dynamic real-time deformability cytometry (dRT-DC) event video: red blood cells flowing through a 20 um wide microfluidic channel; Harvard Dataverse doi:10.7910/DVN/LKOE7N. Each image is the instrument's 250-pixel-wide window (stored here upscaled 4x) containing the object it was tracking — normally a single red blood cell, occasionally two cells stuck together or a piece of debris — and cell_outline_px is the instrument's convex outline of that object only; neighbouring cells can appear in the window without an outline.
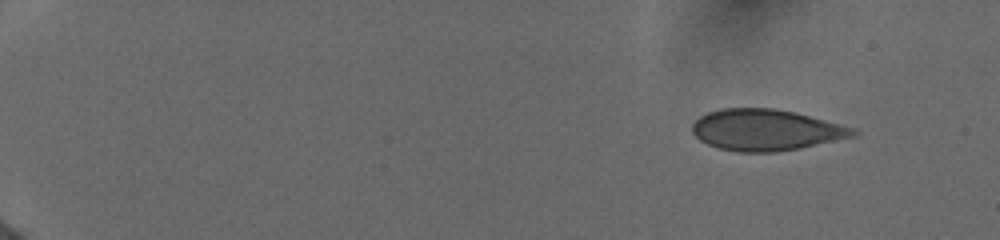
{"species": "human", "species_latin": "Homo sapiens", "temperature_condition": "cold", "stored_images_in_passage": 22, "camera_frame_rate_fps": 3000, "um_per_image_px": 0.085, "donor": {"sex": "female"}, "frame": {"image": 1, "passage_image": 1, "time_ms": 0.0, "image_size_px": [1000, 240], "cell_outline_px": [[860, 132], [856, 136], [800, 148], [772, 152], [740, 152], [716, 148], [700, 140], [692, 132], [692, 124], [700, 116], [708, 112], [720, 108], [772, 108], [796, 112], [856, 128]], "centroid_in_image_um": [65.12, 11.04], "position_along_channel_um": 19.9, "area_um2": 38.84}}
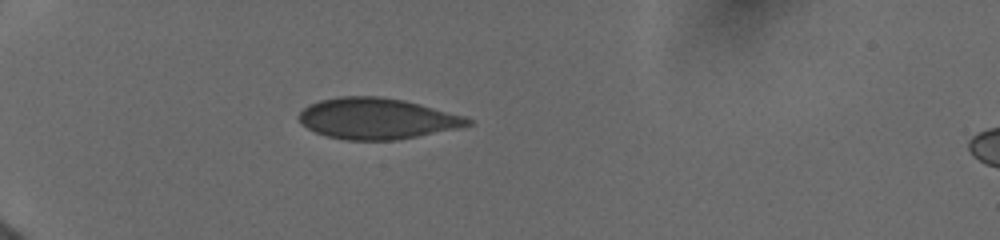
{"frame": {"image": 2, "passage_image": 18, "time_ms": 4.0, "image_size_px": [1000, 240], "cell_outline_px": [[476, 124], [396, 140], [344, 140], [328, 136], [316, 132], [300, 124], [296, 116], [308, 104], [320, 100], [340, 96], [380, 96], [404, 100], [420, 104], [464, 116], [476, 120]], "centroid_in_image_um": [32.02, 10.07], "position_along_channel_um": 53.0, "area_um2": 40.46}}